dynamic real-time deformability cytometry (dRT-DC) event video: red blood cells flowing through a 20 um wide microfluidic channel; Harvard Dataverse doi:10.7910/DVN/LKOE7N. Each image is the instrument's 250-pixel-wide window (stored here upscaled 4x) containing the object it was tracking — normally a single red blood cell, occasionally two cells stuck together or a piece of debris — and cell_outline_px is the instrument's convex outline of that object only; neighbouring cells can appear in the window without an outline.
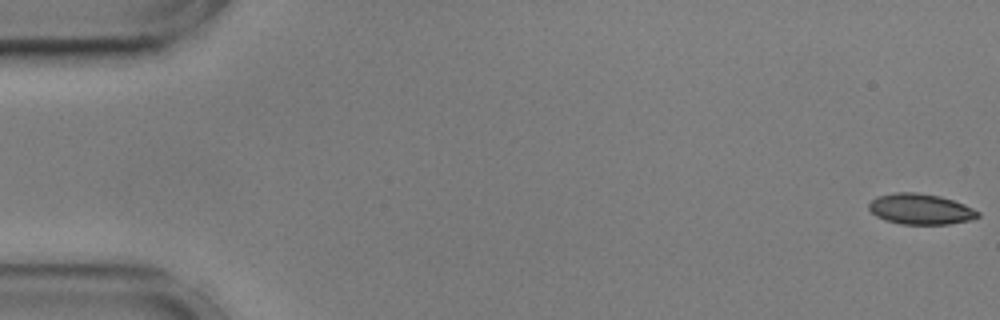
{"species": "common noctule bat (a hibernating species)", "species_latin": "Nyctalus noctula", "temperature_condition": "cold", "stored_images_in_passage": 55, "camera_frame_rate_fps": 3000, "um_per_image_px": 0.085, "animal": {"sex": "male", "body_mass_g": 17.9, "forearm_length_mm": 54.2}, "frame": {"image": 1, "passage_image": 1, "time_ms": 0.0, "image_size_px": [1000, 320], "cell_outline_px": [[980, 216], [972, 220], [948, 224], [900, 224], [884, 220], [876, 216], [868, 208], [868, 204], [876, 196], [896, 192], [916, 192], [940, 196], [964, 204], [980, 212]], "centroid_in_image_um": [78.23, 17.77], "position_along_channel_um": 6.8, "area_um2": 19.59}}
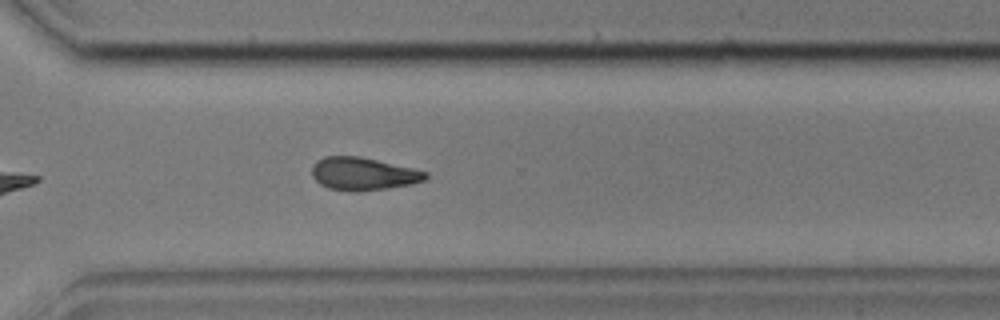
{"frame": {"image": 2, "passage_image": 40, "time_ms": 13.0, "image_size_px": [1000, 320], "cell_outline_px": [[428, 176], [424, 180], [412, 184], [388, 188], [356, 192], [348, 192], [328, 188], [320, 184], [312, 176], [312, 164], [316, 160], [324, 156], [360, 156], [412, 168], [428, 172]], "centroid_in_image_um": [30.84, 14.78], "position_along_channel_um": 339.8, "area_um2": 21.91}}
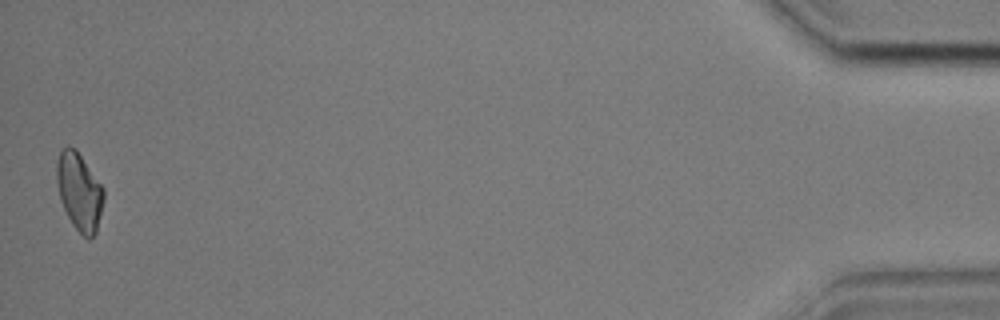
{"frame": {"image": 3, "passage_image": 55, "time_ms": 18.0, "image_size_px": [1000, 320], "cell_outline_px": [[104, 200], [96, 232], [88, 240], [72, 224], [60, 200], [56, 180], [56, 160], [60, 152], [68, 144], [76, 148], [104, 188]], "centroid_in_image_um": [6.73, 16.24], "position_along_channel_um": 428.5, "area_um2": 21.33}}